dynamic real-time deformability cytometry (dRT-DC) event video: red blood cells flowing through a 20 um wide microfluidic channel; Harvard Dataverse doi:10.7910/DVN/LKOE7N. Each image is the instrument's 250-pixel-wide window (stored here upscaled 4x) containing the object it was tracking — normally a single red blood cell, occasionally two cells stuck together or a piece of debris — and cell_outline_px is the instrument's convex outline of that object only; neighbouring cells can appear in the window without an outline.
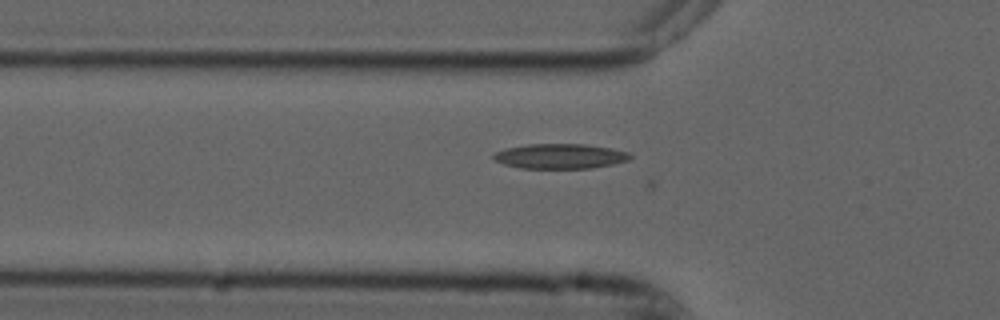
{"species": "common noctule bat (a hibernating species)", "species_latin": "Nyctalus noctula", "temperature_condition": "cold", "stored_images_in_passage": 38, "camera_frame_rate_fps": 3000, "um_per_image_px": 0.085, "animal": {"sex": "male", "forearm_length_mm": 52.5}, "frame": {"image": 1, "passage_image": 19, "time_ms": 6.0, "image_size_px": [1000, 320], "cell_outline_px": [[632, 156], [628, 160], [612, 164], [592, 168], [520, 168], [504, 164], [496, 160], [492, 156], [496, 152], [504, 148], [528, 144], [584, 144], [612, 148], [628, 152]], "centroid_in_image_um": [47.61, 13.27], "position_along_channel_um": 78.2, "area_um2": 19.77}}
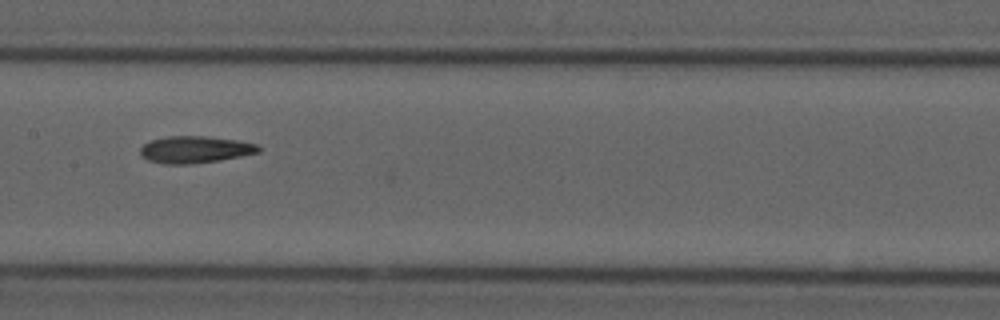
{"frame": {"image": 2, "passage_image": 28, "time_ms": 9.0, "image_size_px": [1000, 320], "cell_outline_px": [[260, 152], [220, 160], [192, 164], [164, 164], [148, 160], [140, 156], [140, 148], [144, 144], [152, 140], [168, 136], [204, 136], [236, 140], [256, 144], [260, 148]], "centroid_in_image_um": [16.55, 12.72], "position_along_channel_um": 190.9, "area_um2": 18.5}}
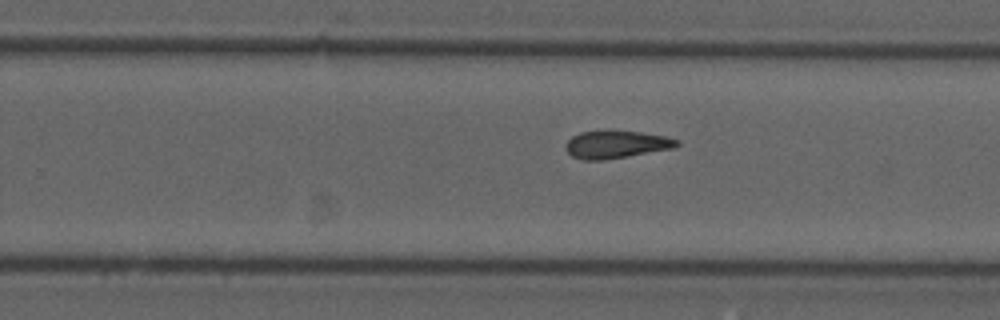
{"frame": {"image": 3, "passage_image": 35, "time_ms": 11.333, "image_size_px": [1000, 320], "cell_outline_px": [[680, 144], [676, 148], [604, 160], [584, 160], [572, 156], [564, 148], [564, 144], [572, 136], [580, 132], [640, 132], [664, 136], [680, 140]], "centroid_in_image_um": [52.39, 12.3], "position_along_channel_um": 277.4, "area_um2": 17.69}}